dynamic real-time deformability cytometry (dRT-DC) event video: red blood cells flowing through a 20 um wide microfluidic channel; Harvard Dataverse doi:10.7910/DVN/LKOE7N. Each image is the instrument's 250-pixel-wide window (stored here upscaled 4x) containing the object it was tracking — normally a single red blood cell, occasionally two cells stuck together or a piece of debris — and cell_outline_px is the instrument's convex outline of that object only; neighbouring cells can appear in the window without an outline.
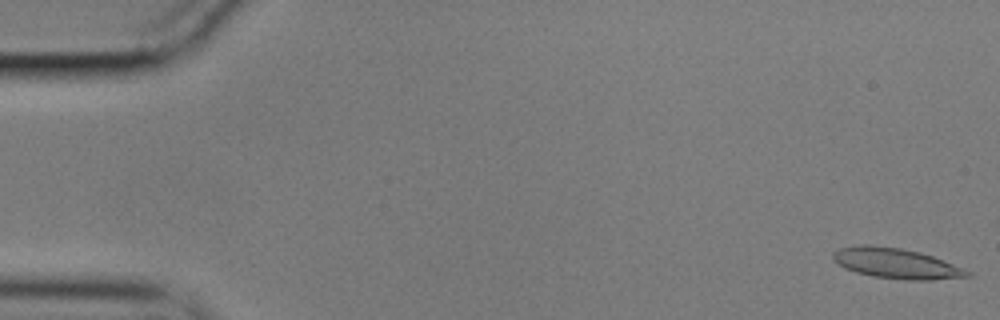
{"species": "common noctule bat (a hibernating species)", "species_latin": "Nyctalus noctula", "temperature_condition": "cold", "stored_images_in_passage": 56, "camera_frame_rate_fps": 3000, "um_per_image_px": 0.085, "animal": {"sex": "male", "body_mass_g": 17.9}, "frame": {"image": 1, "passage_image": 1, "time_ms": 0.0, "image_size_px": [1000, 320], "cell_outline_px": [[972, 276], [932, 280], [904, 280], [872, 276], [856, 272], [844, 268], [832, 260], [832, 252], [840, 248], [860, 244], [872, 244], [900, 248], [920, 252], [932, 256], [964, 268], [972, 272]], "centroid_in_image_um": [76.15, 22.38], "position_along_channel_um": 8.8, "area_um2": 23.99}}
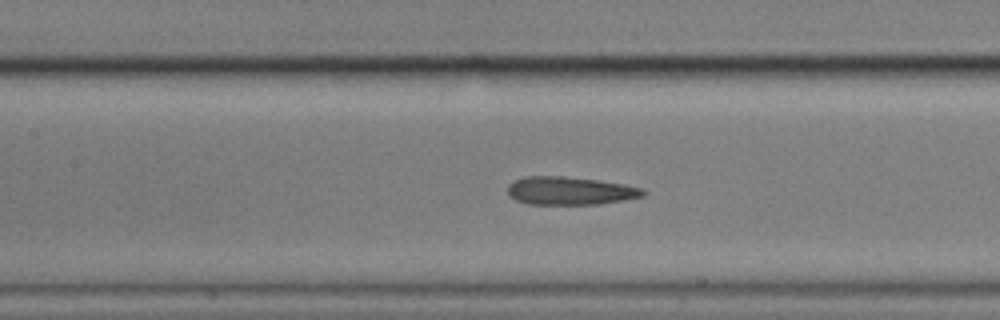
{"frame": {"image": 2, "passage_image": 25, "time_ms": 8.0, "image_size_px": [1000, 320], "cell_outline_px": [[648, 192], [644, 196], [624, 200], [600, 204], [528, 204], [516, 200], [508, 196], [508, 184], [512, 180], [524, 176], [560, 176], [596, 180], [624, 184], [644, 188]], "centroid_in_image_um": [48.45, 16.22], "position_along_channel_um": 159.0, "area_um2": 22.37}}
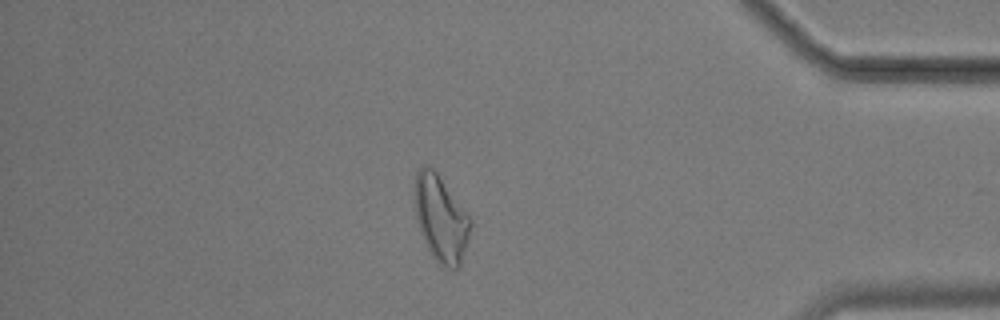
{"frame": {"image": 3, "passage_image": 48, "time_ms": 15.667, "image_size_px": [1000, 320], "cell_outline_px": [[472, 224], [460, 264], [456, 268], [448, 268], [436, 260], [428, 252], [420, 232], [416, 220], [412, 196], [416, 172], [420, 164], [428, 164], [436, 172], [472, 220]], "centroid_in_image_um": [37.4, 18.52], "position_along_channel_um": 397.8, "area_um2": 28.21}, "authors_computed_cell_mechanics": {"area_um2": 23.3801, "velocity_mm_per_s": 3.5409, "shape_relaxation_time_tau1_ms": null, "shape_relaxation_time_tau2_ms": 3.1304, "deformation_change_tau1": null, "deformation_change_tau2": 0.14}}